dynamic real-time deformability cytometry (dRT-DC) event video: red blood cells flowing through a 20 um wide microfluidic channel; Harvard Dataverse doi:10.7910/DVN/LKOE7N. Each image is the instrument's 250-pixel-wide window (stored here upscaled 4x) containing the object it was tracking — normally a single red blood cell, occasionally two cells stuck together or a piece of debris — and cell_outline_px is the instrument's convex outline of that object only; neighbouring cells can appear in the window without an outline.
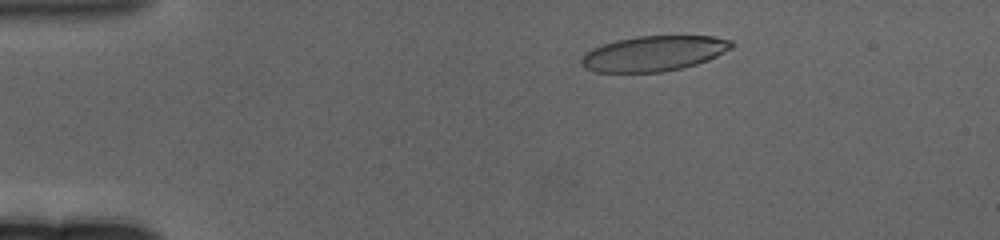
{"species": "human", "species_latin": "Homo sapiens", "temperature_condition": "cold", "stored_images_in_passage": 61, "camera_frame_rate_fps": 3000, "um_per_image_px": 0.085, "donor": {"sex": "female"}, "frame": {"image": 1, "passage_image": 9, "time_ms": 2.667, "image_size_px": [1000, 240], "cell_outline_px": [[732, 48], [708, 60], [696, 64], [664, 72], [596, 72], [584, 68], [580, 64], [580, 60], [584, 52], [592, 48], [616, 40], [636, 36], [712, 36], [732, 40]], "centroid_in_image_um": [55.53, 4.55], "position_along_channel_um": 29.5, "area_um2": 30.92}}
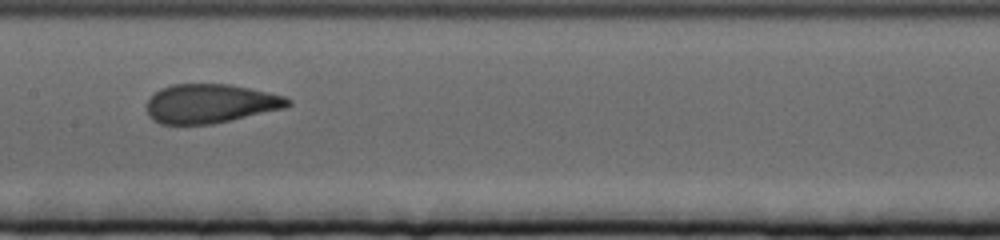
{"frame": {"image": 2, "passage_image": 30, "time_ms": 9.667, "image_size_px": [1000, 240], "cell_outline_px": [[292, 104], [284, 108], [232, 120], [212, 124], [160, 124], [152, 120], [148, 116], [148, 100], [160, 88], [172, 84], [228, 84], [268, 92], [284, 96], [292, 100]], "centroid_in_image_um": [17.88, 8.81], "position_along_channel_um": 189.5, "area_um2": 32.08}}
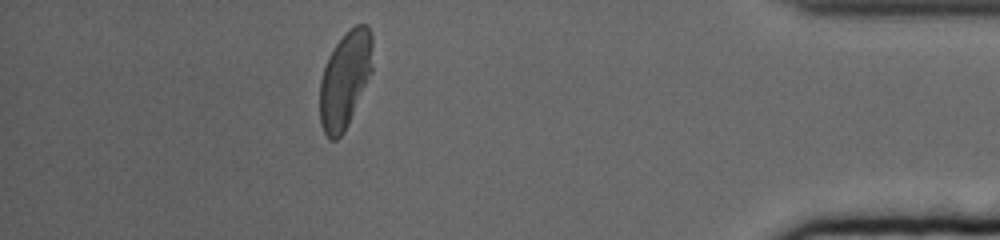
{"frame": {"image": 3, "passage_image": 54, "time_ms": 17.667, "image_size_px": [1000, 240], "cell_outline_px": [[372, 72], [348, 124], [344, 132], [336, 140], [328, 140], [320, 124], [320, 80], [328, 56], [332, 48], [344, 32], [356, 24], [364, 24], [368, 28], [372, 36]], "centroid_in_image_um": [29.32, 6.75], "position_along_channel_um": 405.9, "area_um2": 29.88}, "authors_computed_cell_mechanics": {"area_um2": 31.9634, "velocity_mm_per_s": 3.2328, "shape_relaxation_time_tau1_ms": 4.08, "shape_relaxation_time_tau2_ms": 0.9969, "deformation_change_tau1": 0.1824, "deformation_change_tau2": 0.0748}}